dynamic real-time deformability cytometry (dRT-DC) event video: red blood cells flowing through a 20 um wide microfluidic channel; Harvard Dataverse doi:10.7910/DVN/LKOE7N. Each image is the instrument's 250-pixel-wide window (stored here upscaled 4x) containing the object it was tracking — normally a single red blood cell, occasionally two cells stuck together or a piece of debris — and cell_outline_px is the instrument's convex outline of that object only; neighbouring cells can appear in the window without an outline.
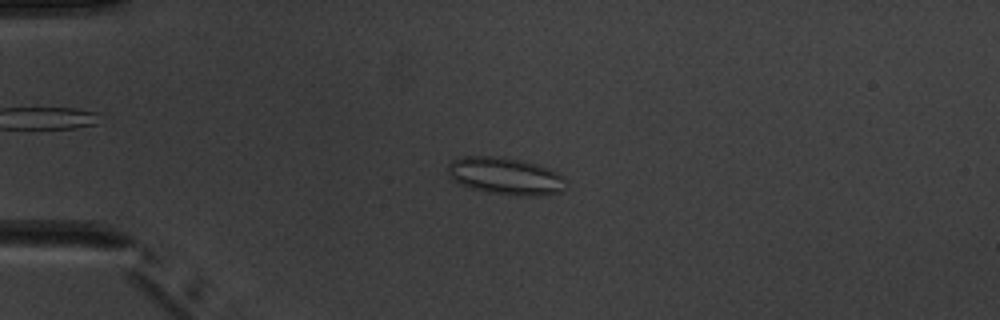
{"species": "common noctule bat (a hibernating species)", "species_latin": "Nyctalus noctula", "temperature_condition": "warm", "stored_images_in_passage": 4, "camera_frame_rate_fps": 3000, "um_per_image_px": 0.085, "animal": {"sex": "male", "body_mass_g": 20.1, "forearm_length_mm": 53.5}, "frame": {"image": 1, "passage_image": 3, "time_ms": 2.0, "image_size_px": [1000, 320], "cell_outline_px": [[568, 180], [564, 192], [544, 196], [524, 196], [488, 192], [472, 188], [460, 184], [452, 180], [448, 176], [448, 164], [452, 160], [464, 156], [500, 156], [520, 160], [536, 164], [548, 168], [564, 176]], "centroid_in_image_um": [43.01, 14.97], "position_along_channel_um": 42.0, "area_um2": 26.01}}